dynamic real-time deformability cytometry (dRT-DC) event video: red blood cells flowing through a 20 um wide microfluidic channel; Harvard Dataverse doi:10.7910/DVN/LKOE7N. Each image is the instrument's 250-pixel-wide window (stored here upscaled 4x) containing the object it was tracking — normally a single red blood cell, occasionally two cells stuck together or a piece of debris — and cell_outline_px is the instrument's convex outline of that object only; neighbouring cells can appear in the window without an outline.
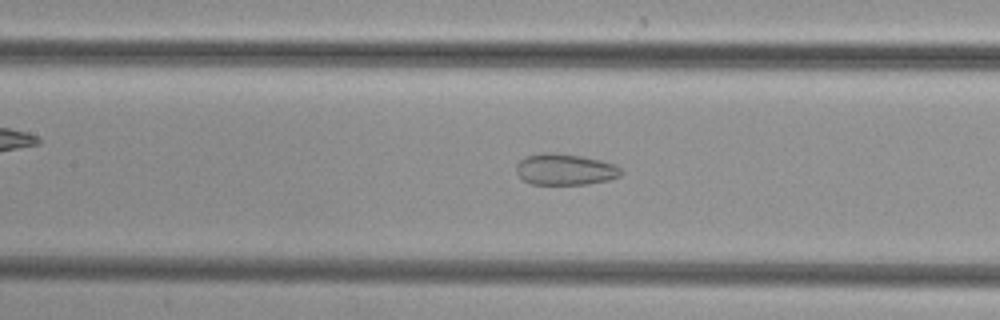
{"species": "common noctule bat (a hibernating species)", "species_latin": "Nyctalus noctula", "temperature_condition": "cold", "stored_images_in_passage": 49, "camera_frame_rate_fps": 3000, "um_per_image_px": 0.085, "animal": {"sex": "female", "body_mass_g": 29.2, "forearm_length_mm": 56.3}, "frame": {"image": 1, "passage_image": 22, "time_ms": 7.0, "image_size_px": [1000, 320], "cell_outline_px": [[624, 172], [620, 176], [608, 180], [588, 184], [532, 184], [524, 180], [516, 172], [516, 164], [524, 156], [540, 152], [552, 152], [580, 156], [600, 160], [616, 164]], "centroid_in_image_um": [48.03, 14.39], "position_along_channel_um": 159.4, "area_um2": 19.25}}
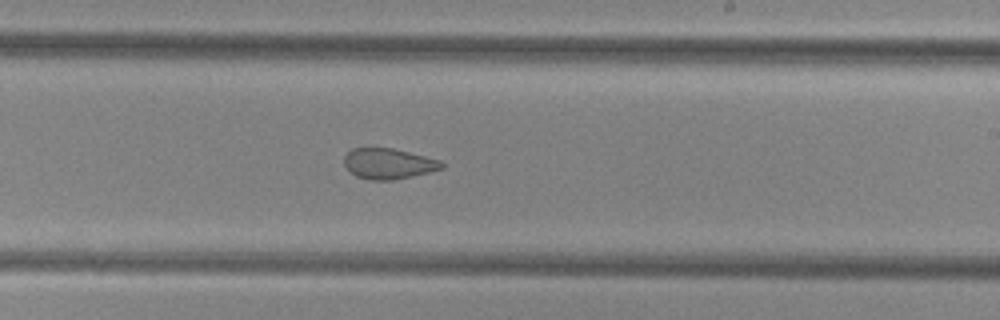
{"frame": {"image": 2, "passage_image": 29, "time_ms": 9.333, "image_size_px": [1000, 320], "cell_outline_px": [[444, 168], [412, 176], [392, 180], [368, 180], [356, 176], [348, 172], [344, 164], [344, 156], [352, 148], [392, 148], [440, 160], [444, 164]], "centroid_in_image_um": [32.98, 13.92], "position_along_channel_um": 256.0, "area_um2": 17.4}}
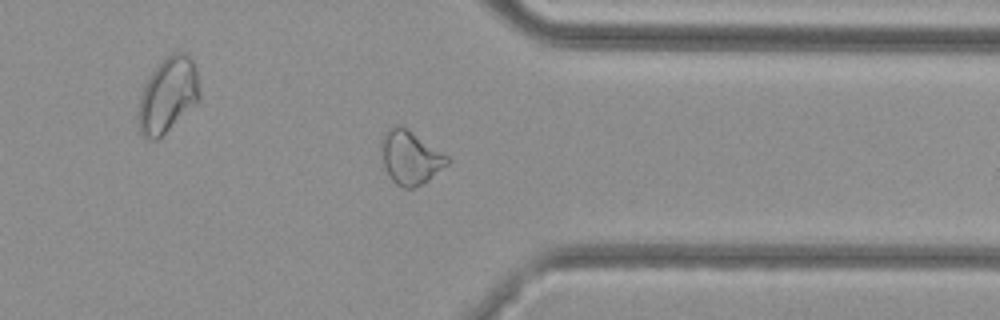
{"frame": {"image": 3, "passage_image": 38, "time_ms": 12.333, "image_size_px": [1000, 320], "cell_outline_px": [[452, 160], [448, 164], [428, 180], [412, 188], [404, 188], [396, 184], [392, 180], [384, 164], [380, 148], [380, 136], [388, 128], [396, 124], [400, 124], [408, 128], [448, 156]], "centroid_in_image_um": [34.86, 13.34], "position_along_channel_um": 376.5, "area_um2": 20.75}}